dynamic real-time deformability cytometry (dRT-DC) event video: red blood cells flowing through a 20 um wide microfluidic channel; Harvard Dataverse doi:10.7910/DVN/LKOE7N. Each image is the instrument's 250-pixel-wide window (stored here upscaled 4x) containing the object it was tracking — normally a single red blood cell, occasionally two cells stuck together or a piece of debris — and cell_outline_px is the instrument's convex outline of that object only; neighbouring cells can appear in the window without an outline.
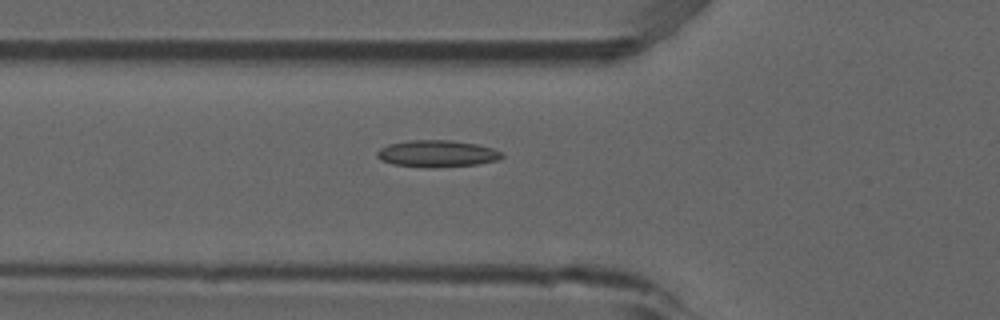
{"species": "common noctule bat (a hibernating species)", "species_latin": "Nyctalus noctula", "temperature_condition": "room temperature", "stored_images_in_passage": 36, "camera_frame_rate_fps": 3000, "um_per_image_px": 0.085, "animal": {"sex": "male", "forearm_length_mm": 52.5}, "frame": {"image": 1, "passage_image": 2, "time_ms": 0.333, "image_size_px": [1000, 320], "cell_outline_px": [[504, 156], [496, 160], [476, 164], [428, 168], [392, 164], [380, 160], [376, 156], [376, 152], [380, 148], [388, 144], [408, 140], [452, 140], [476, 144], [492, 148], [504, 152]], "centroid_in_image_um": [37.12, 13.05], "position_along_channel_um": 88.7, "area_um2": 19.59}}
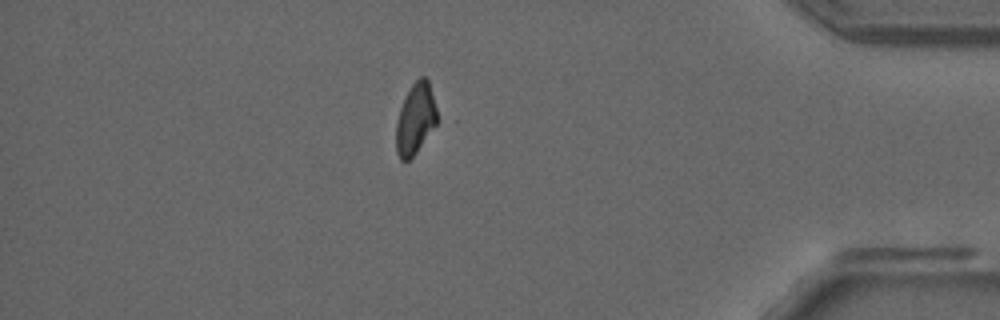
{"frame": {"image": 2, "passage_image": 29, "time_ms": 9.333, "image_size_px": [1000, 320], "cell_outline_px": [[444, 120], [416, 152], [408, 160], [400, 160], [396, 152], [396, 120], [404, 96], [412, 84], [420, 76], [424, 76], [428, 80]], "centroid_in_image_um": [35.41, 10.08], "position_along_channel_um": 399.8, "area_um2": 18.21}}
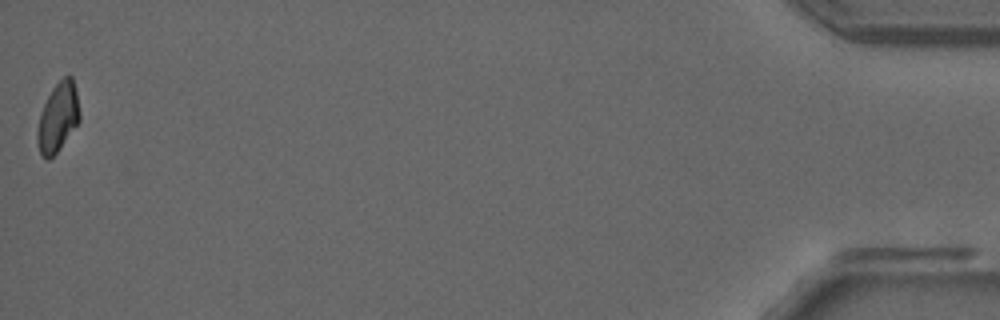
{"frame": {"image": 3, "passage_image": 36, "time_ms": 11.667, "image_size_px": [1000, 320], "cell_outline_px": [[80, 120], [60, 148], [48, 160], [44, 160], [40, 156], [36, 140], [36, 132], [40, 112], [52, 88], [64, 76], [72, 76], [76, 92], [80, 112]], "centroid_in_image_um": [4.9, 10.01], "position_along_channel_um": 430.3, "area_um2": 17.11}}